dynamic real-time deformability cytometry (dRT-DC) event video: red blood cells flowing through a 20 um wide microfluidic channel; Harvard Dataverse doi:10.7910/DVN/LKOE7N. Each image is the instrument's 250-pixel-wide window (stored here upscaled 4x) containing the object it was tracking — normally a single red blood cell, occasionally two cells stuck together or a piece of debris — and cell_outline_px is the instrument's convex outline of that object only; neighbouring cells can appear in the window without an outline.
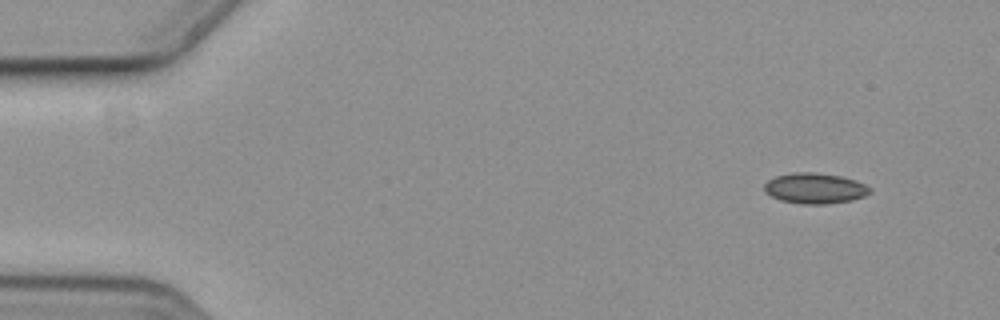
{"species": "common noctule bat (a hibernating species)", "species_latin": "Nyctalus noctula", "temperature_condition": "cold", "stored_images_in_passage": 53, "camera_frame_rate_fps": 3000, "um_per_image_px": 0.085, "animal": {"sex": "female", "body_mass_g": 19.3, "forearm_length_mm": 54.1}, "frame": {"image": 1, "passage_image": 1, "time_ms": 0.0, "image_size_px": [1000, 320], "cell_outline_px": [[872, 192], [864, 196], [852, 200], [824, 204], [804, 204], [780, 200], [764, 192], [764, 184], [768, 180], [776, 176], [792, 172], [816, 172], [840, 176], [856, 180], [872, 188]], "centroid_in_image_um": [69.27, 16.0], "position_along_channel_um": 15.7, "area_um2": 18.9}}
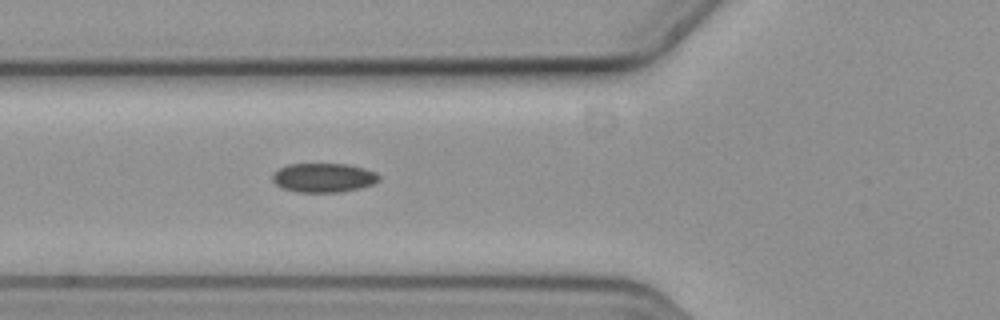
{"frame": {"image": 2, "passage_image": 17, "time_ms": 5.333, "image_size_px": [1000, 320], "cell_outline_px": [[380, 180], [372, 184], [360, 188], [340, 192], [296, 192], [280, 188], [272, 180], [272, 172], [288, 164], [348, 164], [364, 168], [376, 172], [380, 176]], "centroid_in_image_um": [27.48, 15.1], "position_along_channel_um": 98.3, "area_um2": 18.26}}
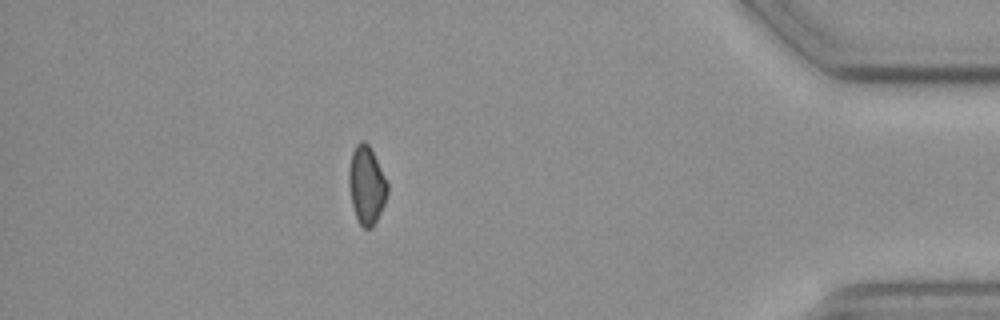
{"frame": {"image": 3, "passage_image": 46, "time_ms": 15.0, "image_size_px": [1000, 320], "cell_outline_px": [[388, 192], [384, 204], [372, 228], [364, 228], [360, 224], [356, 216], [352, 204], [348, 184], [348, 172], [352, 152], [356, 144], [360, 140], [364, 140], [368, 144], [388, 184]], "centroid_in_image_um": [31.14, 15.73], "position_along_channel_um": 404.1, "area_um2": 17.28}, "authors_computed_cell_mechanics": {"area_um2": 18.2648, "velocity_mm_per_s": 3.6569, "shape_relaxation_time_tau1_ms": null, "shape_relaxation_time_tau2_ms": 6.9107, "deformation_change_tau1": null, "deformation_change_tau2": 0.1012}}